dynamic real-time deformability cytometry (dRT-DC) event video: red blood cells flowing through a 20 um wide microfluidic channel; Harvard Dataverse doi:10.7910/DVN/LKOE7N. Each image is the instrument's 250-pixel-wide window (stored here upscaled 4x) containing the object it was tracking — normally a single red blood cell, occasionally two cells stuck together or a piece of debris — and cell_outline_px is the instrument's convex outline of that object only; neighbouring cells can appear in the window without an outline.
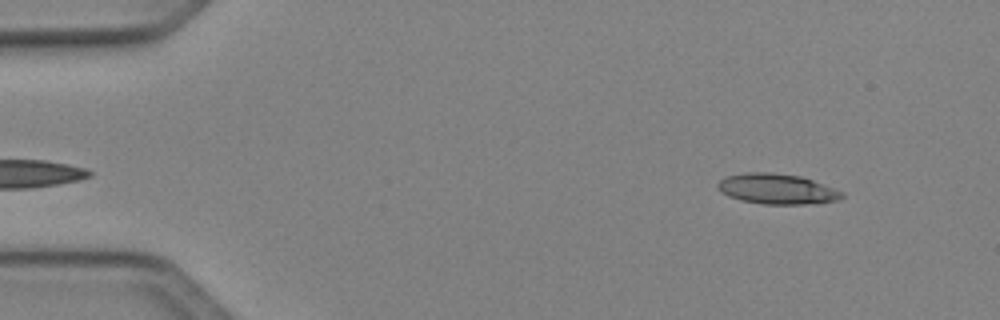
{"species": "Egyptian fruit bat (a non-hibernating species)", "species_latin": "Rousettus aegyptiacus", "temperature_condition": "cold", "stored_images_in_passage": 47, "camera_frame_rate_fps": 3000, "um_per_image_px": 0.085, "animal": {"sex": "female"}, "frame": {"image": 1, "passage_image": 3, "time_ms": 0.667, "image_size_px": [1000, 320], "cell_outline_px": [[844, 196], [836, 200], [804, 204], [764, 204], [740, 200], [728, 196], [720, 192], [716, 188], [716, 184], [724, 176], [744, 172], [772, 172], [800, 176], [812, 180], [844, 192]], "centroid_in_image_um": [65.96, 16.05], "position_along_channel_um": 19.0, "area_um2": 22.02}}
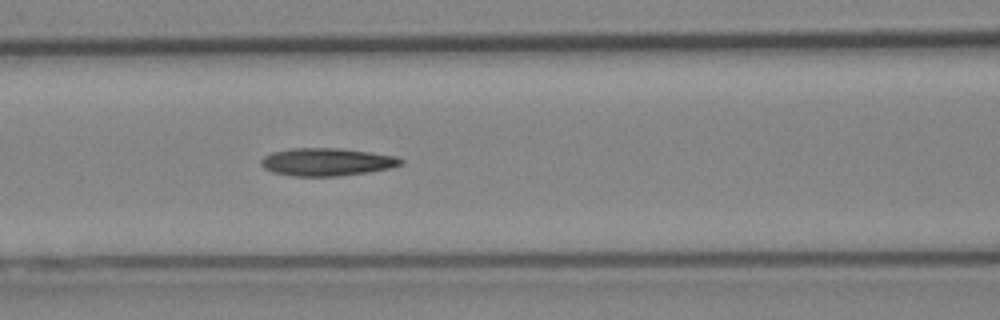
{"frame": {"image": 2, "passage_image": 19, "time_ms": 6.0, "image_size_px": [1000, 320], "cell_outline_px": [[404, 164], [388, 168], [368, 172], [340, 176], [292, 176], [272, 172], [264, 168], [260, 164], [260, 160], [264, 156], [272, 152], [292, 148], [340, 148], [396, 156], [404, 160]], "centroid_in_image_um": [27.76, 13.76], "position_along_channel_um": 138.8, "area_um2": 22.66}}
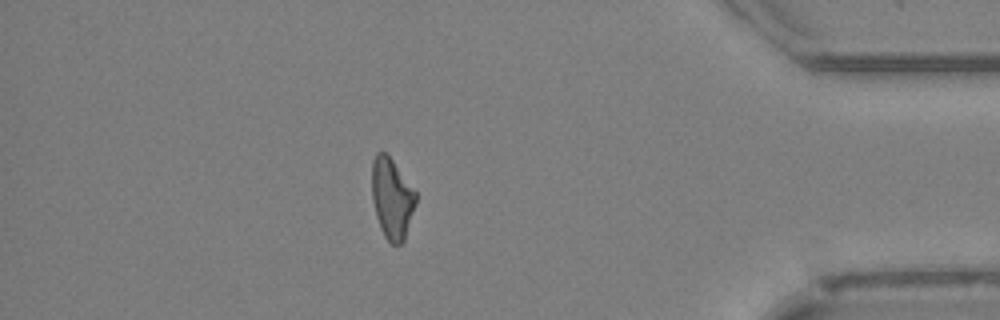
{"frame": {"image": 3, "passage_image": 41, "time_ms": 13.333, "image_size_px": [1000, 320], "cell_outline_px": [[416, 204], [404, 240], [400, 244], [392, 244], [384, 236], [380, 228], [376, 216], [372, 200], [372, 160], [376, 152], [384, 152], [392, 160], [416, 192]], "centroid_in_image_um": [33.3, 16.87], "position_along_channel_um": 401.9, "area_um2": 20.52}, "authors_computed_cell_mechanics": {"area_um2": 21.386, "velocity_mm_per_s": 4.1031, "shape_relaxation_time_tau1_ms": 10.6144, "shape_relaxation_time_tau2_ms": null, "deformation_change_tau1": 0.2493, "deformation_change_tau2": null}}